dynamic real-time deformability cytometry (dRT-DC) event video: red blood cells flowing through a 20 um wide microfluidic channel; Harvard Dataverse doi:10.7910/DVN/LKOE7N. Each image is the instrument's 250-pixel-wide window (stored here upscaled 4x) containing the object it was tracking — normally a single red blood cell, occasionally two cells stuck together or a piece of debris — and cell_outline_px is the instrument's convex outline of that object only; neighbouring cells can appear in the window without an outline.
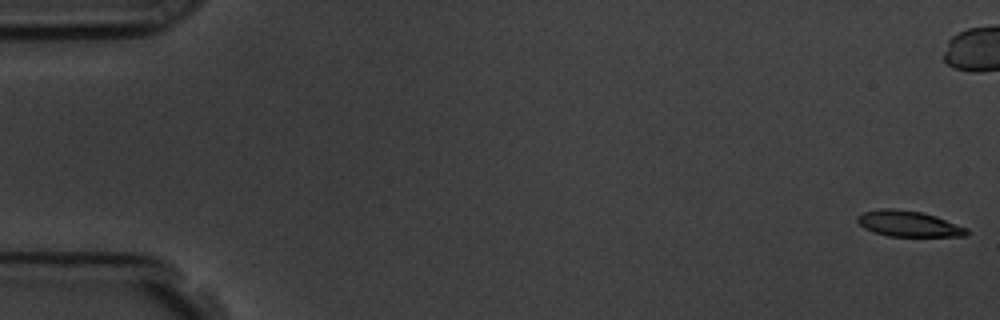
{"species": "common noctule bat (a hibernating species)", "species_latin": "Nyctalus noctula", "temperature_condition": "room temperature", "stored_images_in_passage": 58, "camera_frame_rate_fps": 3000, "um_per_image_px": 0.085, "animal": {"sex": "male", "body_mass_g": 19.5, "forearm_length_mm": 54.6}, "frame": {"image": 1, "passage_image": 1, "time_ms": 0.0, "image_size_px": [1000, 320], "cell_outline_px": [[968, 236], [888, 236], [872, 232], [864, 228], [856, 220], [856, 216], [864, 212], [880, 208], [896, 208], [920, 212], [936, 216], [968, 228]], "centroid_in_image_um": [77.21, 19.01], "position_along_channel_um": 7.8, "area_um2": 16.53}}
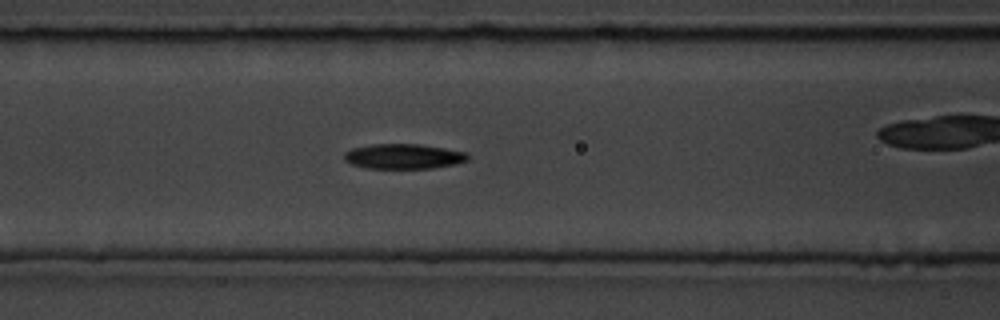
{"frame": {"image": 2, "passage_image": 24, "time_ms": 7.667, "image_size_px": [1000, 320], "cell_outline_px": [[472, 156], [468, 160], [456, 164], [432, 168], [368, 168], [352, 164], [344, 160], [344, 152], [352, 148], [372, 144], [420, 144], [468, 152]], "centroid_in_image_um": [34.35, 13.28], "position_along_channel_um": 132.3, "area_um2": 18.15}}
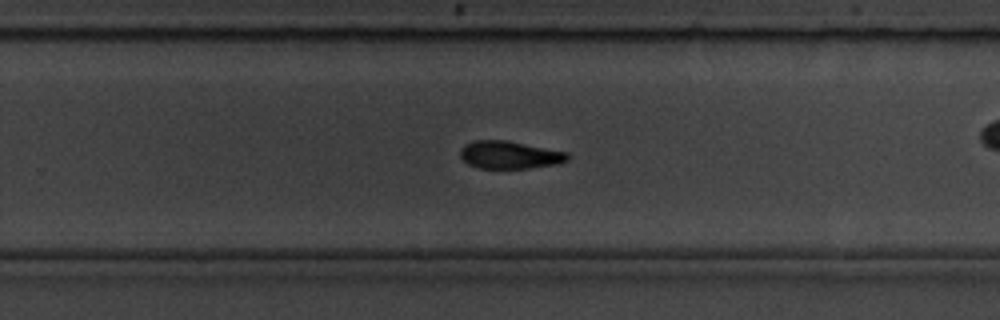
{"frame": {"image": 3, "passage_image": 37, "time_ms": 12.0, "image_size_px": [1000, 320], "cell_outline_px": [[568, 160], [560, 164], [528, 168], [476, 168], [468, 164], [460, 156], [460, 148], [464, 144], [476, 140], [508, 140], [568, 152]], "centroid_in_image_um": [43.32, 13.16], "position_along_channel_um": 286.5, "area_um2": 17.51}, "authors_computed_cell_mechanics": {"area_um2": 17.7446, "velocity_mm_per_s": 3.5754, "shape_relaxation_time_tau1_ms": 3.0873, "shape_relaxation_time_tau2_ms": 8.7134, "deformation_change_tau1": 0.1235, "deformation_change_tau2": 0.1619}}